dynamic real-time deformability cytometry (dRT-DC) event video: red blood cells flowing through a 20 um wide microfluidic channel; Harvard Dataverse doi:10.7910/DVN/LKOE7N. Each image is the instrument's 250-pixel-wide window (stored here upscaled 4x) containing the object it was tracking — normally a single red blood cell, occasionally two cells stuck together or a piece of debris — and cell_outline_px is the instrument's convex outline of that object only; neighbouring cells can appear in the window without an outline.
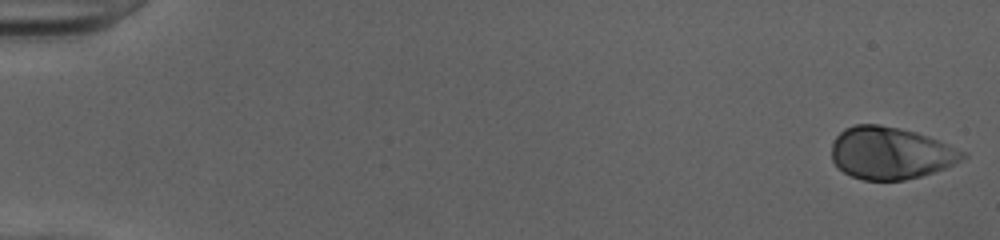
{"species": "human", "species_latin": "Homo sapiens", "temperature_condition": "cold", "stored_images_in_passage": 51, "camera_frame_rate_fps": 3000, "um_per_image_px": 0.085, "donor": {"sex": "female"}, "frame": {"image": 1, "passage_image": 1, "time_ms": 0.0, "image_size_px": [1000, 240], "cell_outline_px": [[968, 156], [944, 168], [920, 176], [904, 180], [864, 180], [852, 176], [844, 172], [832, 160], [832, 144], [836, 136], [844, 128], [856, 124], [876, 124], [916, 132], [968, 152]], "centroid_in_image_um": [75.68, 13.01], "position_along_channel_um": 9.3, "area_um2": 39.54}}
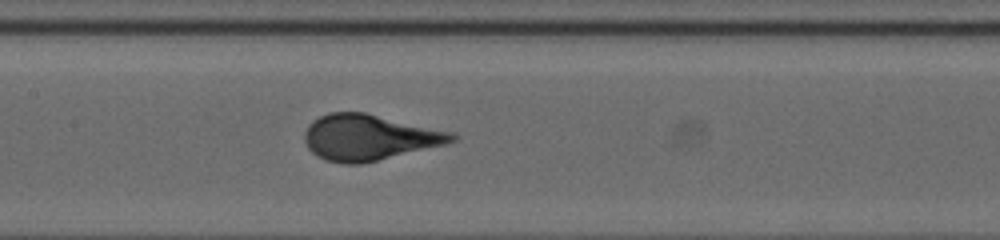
{"frame": {"image": 2, "passage_image": 26, "time_ms": 8.333, "image_size_px": [1000, 240], "cell_outline_px": [[460, 136], [456, 140], [448, 144], [360, 164], [344, 164], [324, 160], [316, 156], [308, 148], [304, 140], [304, 132], [308, 124], [312, 120], [328, 112], [364, 112], [456, 132]], "centroid_in_image_um": [31.4, 11.67], "position_along_channel_um": 176.0, "area_um2": 39.82}}
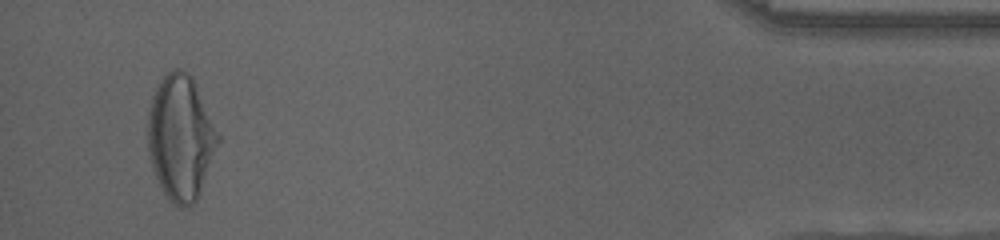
{"frame": {"image": 3, "passage_image": 49, "time_ms": 16.0, "image_size_px": [1000, 240], "cell_outline_px": [[220, 140], [200, 192], [196, 200], [192, 204], [184, 208], [180, 208], [172, 204], [164, 196], [152, 168], [148, 152], [148, 112], [152, 96], [160, 80], [172, 68], [180, 68], [188, 72], [192, 76], [220, 136]], "centroid_in_image_um": [15.34, 11.71], "position_along_channel_um": 419.9, "area_um2": 51.21}}